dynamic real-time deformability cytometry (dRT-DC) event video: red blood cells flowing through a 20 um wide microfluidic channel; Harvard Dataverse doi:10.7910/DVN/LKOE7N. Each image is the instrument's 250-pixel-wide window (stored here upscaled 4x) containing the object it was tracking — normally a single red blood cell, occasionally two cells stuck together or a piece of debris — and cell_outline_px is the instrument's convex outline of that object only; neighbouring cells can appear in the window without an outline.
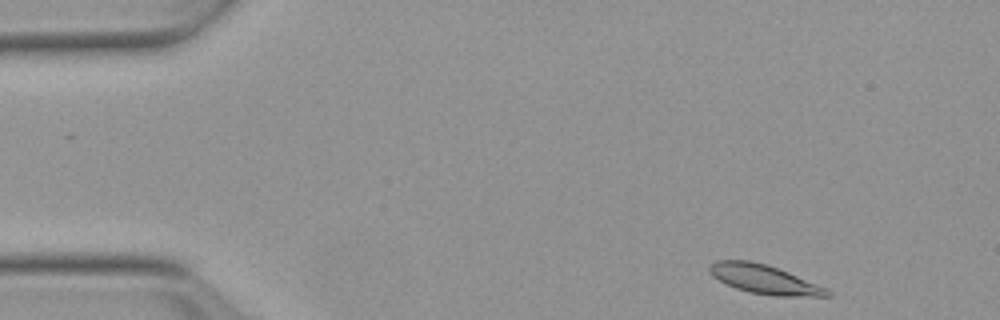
{"species": "Egyptian fruit bat (a non-hibernating species)", "species_latin": "Rousettus aegyptiacus", "temperature_condition": "warm", "stored_images_in_passage": 17, "camera_frame_rate_fps": 3000, "um_per_image_px": 0.085, "animal": {"sex": "female"}, "frame": {"image": 1, "passage_image": 2, "time_ms": 0.333, "image_size_px": [1000, 320], "cell_outline_px": [[832, 296], [772, 296], [748, 292], [736, 288], [712, 276], [708, 268], [716, 260], [748, 260], [764, 264], [788, 272], [816, 284], [832, 292]], "centroid_in_image_um": [64.95, 23.75], "position_along_channel_um": 20.1, "area_um2": 19.54}}
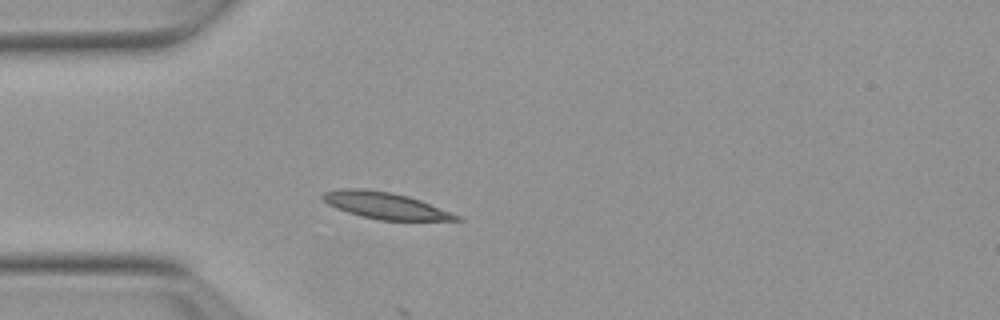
{"frame": {"image": 2, "passage_image": 11, "time_ms": 3.333, "image_size_px": [1000, 320], "cell_outline_px": [[464, 220], [380, 220], [360, 216], [336, 208], [328, 204], [320, 196], [324, 192], [340, 188], [364, 188], [392, 192], [408, 196], [420, 200], [460, 216]], "centroid_in_image_um": [32.7, 17.46], "position_along_channel_um": 52.3, "area_um2": 20.63}}
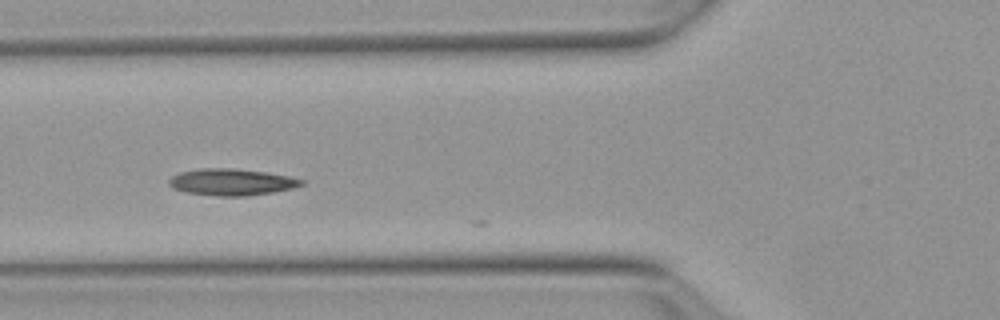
{"frame": {"image": 3, "passage_image": 16, "time_ms": 5.0, "image_size_px": [1000, 320], "cell_outline_px": [[304, 184], [292, 188], [272, 192], [248, 196], [216, 196], [184, 192], [172, 188], [168, 184], [168, 180], [172, 176], [180, 172], [196, 168], [232, 168], [264, 172], [288, 176], [304, 180]], "centroid_in_image_um": [19.63, 15.47], "position_along_channel_um": 106.2, "area_um2": 20.63}}